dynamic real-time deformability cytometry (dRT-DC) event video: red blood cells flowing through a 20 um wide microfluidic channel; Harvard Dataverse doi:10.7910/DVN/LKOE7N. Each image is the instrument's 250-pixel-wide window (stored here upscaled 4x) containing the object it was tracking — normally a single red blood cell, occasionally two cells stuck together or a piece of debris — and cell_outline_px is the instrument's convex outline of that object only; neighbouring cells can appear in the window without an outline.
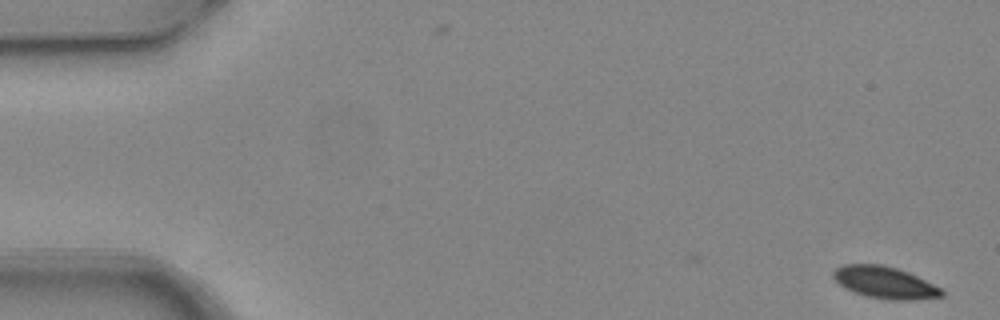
{"species": "common noctule bat (a hibernating species)", "species_latin": "Nyctalus noctula", "temperature_condition": "warm", "stored_images_in_passage": 4, "camera_frame_rate_fps": 3000, "um_per_image_px": 0.085, "animal": {"sex": "female", "body_mass_g": 24.6, "forearm_length_mm": 56.2}, "frame": {"image": 1, "passage_image": 1, "time_ms": 0.0, "image_size_px": [1000, 320], "cell_outline_px": [[944, 296], [912, 300], [888, 300], [864, 296], [844, 288], [832, 276], [832, 272], [836, 268], [844, 264], [880, 264], [896, 268], [908, 272], [940, 288], [944, 292]], "centroid_in_image_um": [75.18, 24.02], "position_along_channel_um": 9.8, "area_um2": 20.11}}
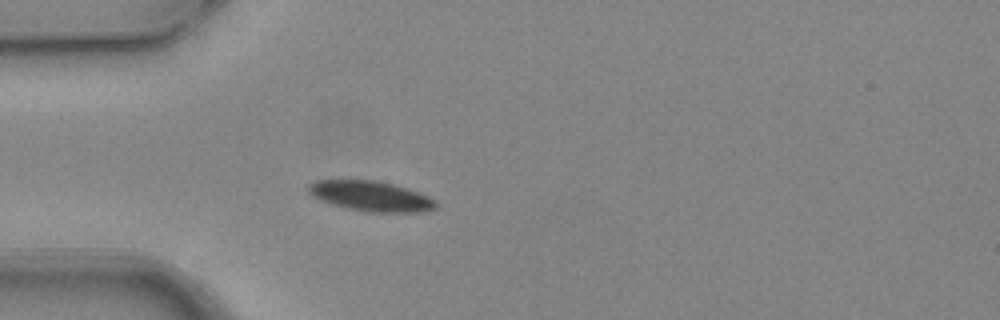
{"frame": {"image": 2, "passage_image": 4, "time_ms": 1.0, "image_size_px": [1000, 320], "cell_outline_px": [[436, 208], [424, 212], [368, 212], [348, 208], [332, 204], [320, 200], [312, 196], [308, 192], [308, 184], [316, 180], [376, 180], [408, 188], [428, 196], [436, 200]], "centroid_in_image_um": [31.52, 16.67], "position_along_channel_um": 53.5, "area_um2": 22.43}}